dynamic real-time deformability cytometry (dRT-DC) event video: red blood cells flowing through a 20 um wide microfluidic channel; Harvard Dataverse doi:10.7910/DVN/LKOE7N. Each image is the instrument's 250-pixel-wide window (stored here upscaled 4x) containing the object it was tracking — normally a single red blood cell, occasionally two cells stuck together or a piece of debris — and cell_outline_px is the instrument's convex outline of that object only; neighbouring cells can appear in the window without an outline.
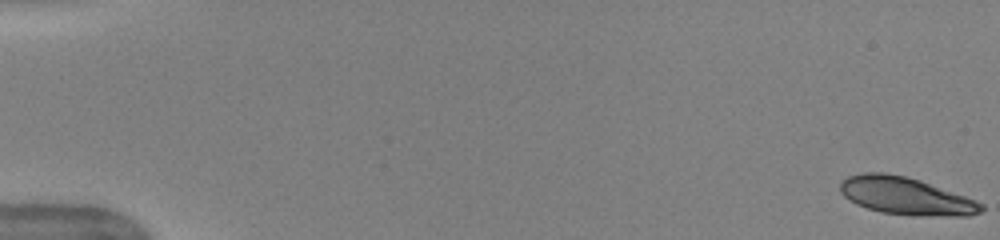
{"species": "human", "species_latin": "Homo sapiens", "temperature_condition": "warm", "stored_images_in_passage": 51, "camera_frame_rate_fps": 3000, "um_per_image_px": 0.085, "donor": {"sex": "female"}, "frame": {"image": 1, "passage_image": 1, "time_ms": 0.0, "image_size_px": [1000, 240], "cell_outline_px": [[984, 208], [980, 212], [968, 216], [912, 216], [880, 212], [856, 204], [844, 196], [840, 192], [840, 180], [848, 176], [864, 172], [884, 172], [904, 176], [920, 180], [976, 200], [984, 204]], "centroid_in_image_um": [76.98, 16.66], "position_along_channel_um": 8.0, "area_um2": 30.98}}
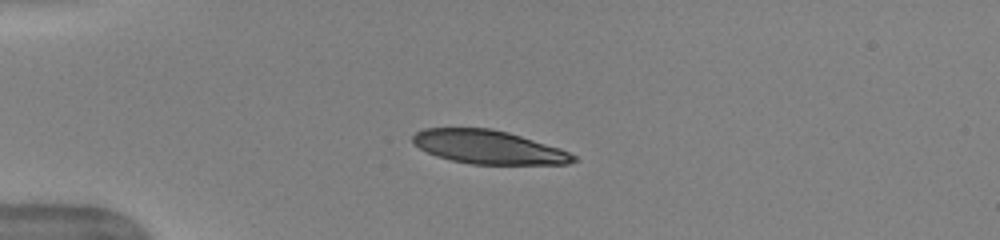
{"frame": {"image": 2, "passage_image": 14, "time_ms": 4.333, "image_size_px": [1000, 240], "cell_outline_px": [[576, 160], [568, 164], [472, 164], [452, 160], [436, 156], [420, 148], [412, 140], [412, 136], [416, 132], [424, 128], [488, 128], [508, 132], [560, 148], [576, 156]], "centroid_in_image_um": [41.52, 12.5], "position_along_channel_um": 43.5, "area_um2": 31.15}}
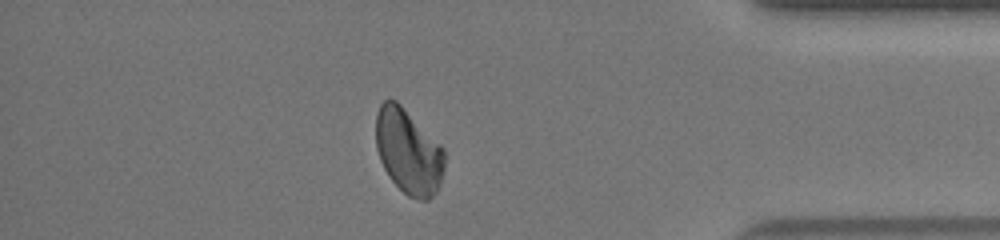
{"frame": {"image": 3, "passage_image": 45, "time_ms": 14.667, "image_size_px": [1000, 240], "cell_outline_px": [[444, 168], [440, 184], [436, 192], [428, 200], [420, 200], [408, 196], [388, 176], [380, 160], [376, 148], [376, 112], [380, 104], [384, 100], [396, 100], [444, 148]], "centroid_in_image_um": [34.7, 12.88], "position_along_channel_um": 400.5, "area_um2": 33.87}, "authors_computed_cell_mechanics": {"area_um2": 33.5818, "velocity_mm_per_s": 4.0232, "shape_relaxation_time_tau1_ms": 7.6027, "shape_relaxation_time_tau2_ms": 3.1288, "deformation_change_tau1": 0.1876, "deformation_change_tau2": 0.0975}}